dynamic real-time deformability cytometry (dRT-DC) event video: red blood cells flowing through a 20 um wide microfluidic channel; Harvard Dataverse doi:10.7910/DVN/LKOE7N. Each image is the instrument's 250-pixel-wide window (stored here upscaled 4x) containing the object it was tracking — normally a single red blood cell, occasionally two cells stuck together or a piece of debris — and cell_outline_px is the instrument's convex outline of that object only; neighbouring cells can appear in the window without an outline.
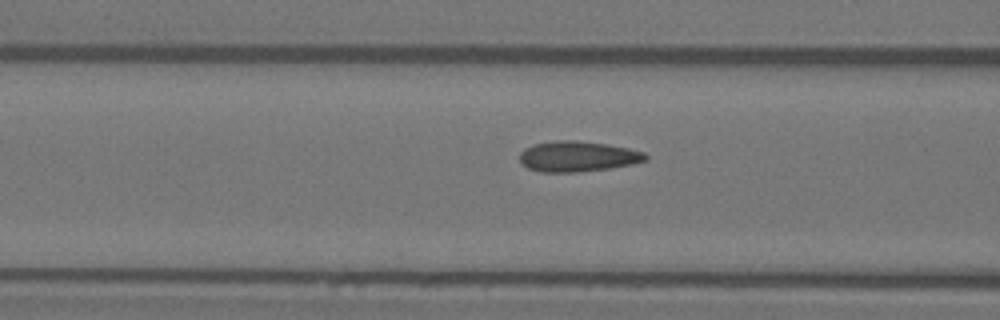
{"species": "Egyptian fruit bat (a non-hibernating species)", "species_latin": "Rousettus aegyptiacus", "temperature_condition": "warm", "stored_images_in_passage": 40, "camera_frame_rate_fps": 3000, "um_per_image_px": 0.085, "animal": {"sex": "female"}, "frame": {"image": 1, "passage_image": 20, "time_ms": 6.333, "image_size_px": [1000, 320], "cell_outline_px": [[648, 160], [632, 164], [608, 168], [576, 172], [540, 172], [528, 168], [520, 164], [520, 152], [524, 148], [532, 144], [560, 140], [576, 140], [608, 144], [628, 148], [644, 152], [648, 156]], "centroid_in_image_um": [49.08, 13.29], "position_along_channel_um": 117.5, "area_um2": 22.48}}
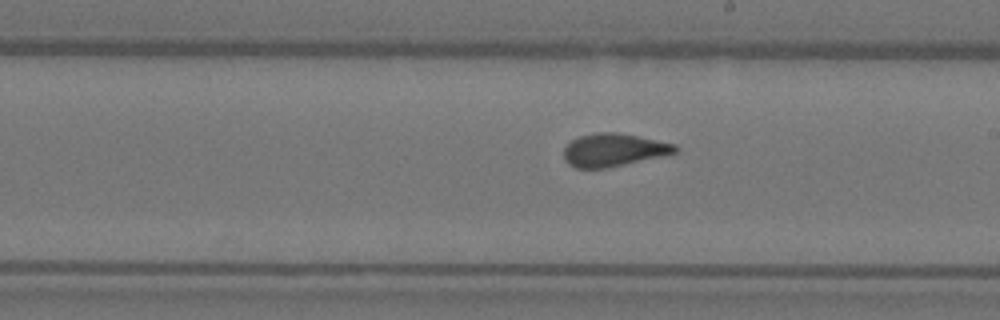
{"frame": {"image": 2, "passage_image": 29, "time_ms": 9.333, "image_size_px": [1000, 320], "cell_outline_px": [[680, 148], [676, 152], [660, 156], [608, 168], [576, 168], [568, 164], [564, 160], [564, 148], [572, 140], [580, 136], [596, 132], [616, 132], [676, 144]], "centroid_in_image_um": [52.13, 12.75], "position_along_channel_um": 236.9, "area_um2": 21.21}}
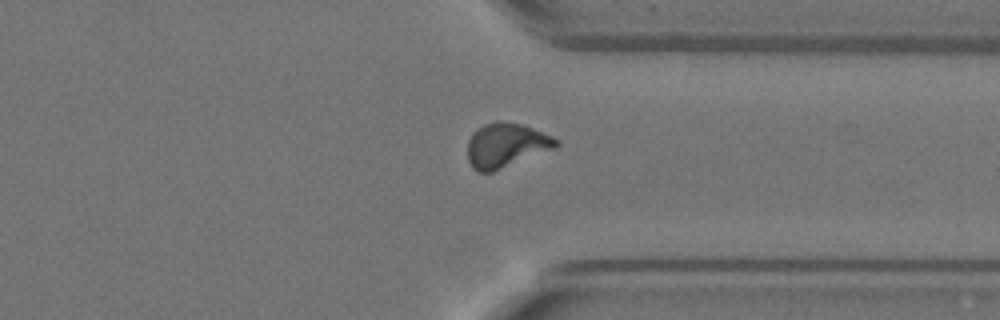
{"frame": {"image": 3, "passage_image": 39, "time_ms": 12.667, "image_size_px": [1000, 320], "cell_outline_px": [[560, 144], [556, 148], [492, 172], [476, 172], [472, 168], [468, 160], [468, 140], [472, 132], [484, 124], [496, 120], [520, 124], [532, 128], [552, 136], [560, 140]], "centroid_in_image_um": [43.01, 12.35], "position_along_channel_um": 368.4, "area_um2": 23.0}}